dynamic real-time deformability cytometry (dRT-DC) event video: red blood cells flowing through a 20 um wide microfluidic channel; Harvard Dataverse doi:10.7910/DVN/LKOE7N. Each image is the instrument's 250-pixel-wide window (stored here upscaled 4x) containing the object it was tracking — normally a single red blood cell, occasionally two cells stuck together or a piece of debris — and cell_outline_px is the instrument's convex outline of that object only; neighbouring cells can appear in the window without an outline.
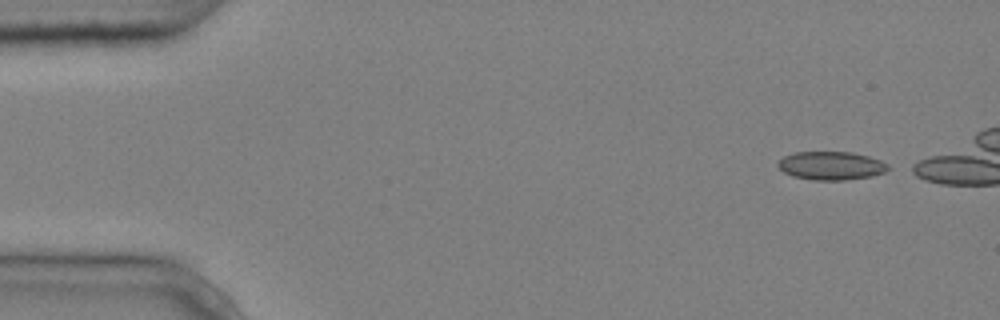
{"species": "common noctule bat (a hibernating species)", "species_latin": "Nyctalus noctula", "temperature_condition": "cold", "stored_images_in_passage": 5, "camera_frame_rate_fps": 3000, "um_per_image_px": 0.085, "animal": {"sex": "male", "body_mass_g": 20.4}, "frame": {"image": 1, "passage_image": 1, "time_ms": 0.0, "image_size_px": [1000, 320], "cell_outline_px": [[892, 168], [884, 172], [872, 176], [844, 180], [812, 180], [792, 176], [784, 172], [776, 164], [784, 156], [796, 152], [852, 152], [868, 156], [880, 160], [888, 164]], "centroid_in_image_um": [70.66, 14.08], "position_along_channel_um": 14.3, "area_um2": 18.26}}